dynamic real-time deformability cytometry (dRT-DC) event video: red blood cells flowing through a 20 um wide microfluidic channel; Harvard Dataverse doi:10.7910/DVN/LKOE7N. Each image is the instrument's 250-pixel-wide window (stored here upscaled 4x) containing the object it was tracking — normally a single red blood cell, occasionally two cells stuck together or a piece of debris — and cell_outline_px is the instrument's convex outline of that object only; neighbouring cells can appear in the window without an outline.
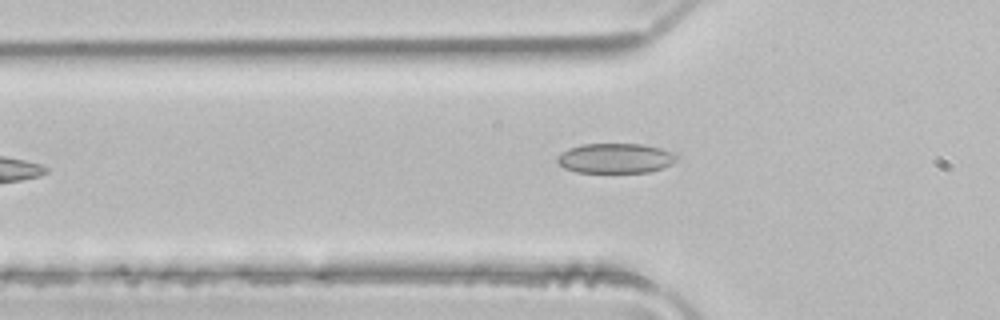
{"species": "common noctule bat (a hibernating species)", "species_latin": "Nyctalus noctula", "temperature_condition": "room temperature", "stored_images_in_passage": 5, "camera_frame_rate_fps": 3000, "um_per_image_px": 0.085, "animal": {"sex": "male", "body_mass_g": 21.5, "forearm_length_mm": 52.0}, "frame": {"image": 1, "passage_image": 5, "time_ms": 1.333, "image_size_px": [1000, 320], "cell_outline_px": [[676, 160], [672, 164], [664, 168], [648, 172], [576, 172], [564, 168], [556, 164], [556, 156], [560, 152], [568, 148], [580, 144], [644, 144], [660, 148], [672, 152], [676, 156]], "centroid_in_image_um": [52.25, 13.45], "position_along_channel_um": 73.5, "area_um2": 21.04}}